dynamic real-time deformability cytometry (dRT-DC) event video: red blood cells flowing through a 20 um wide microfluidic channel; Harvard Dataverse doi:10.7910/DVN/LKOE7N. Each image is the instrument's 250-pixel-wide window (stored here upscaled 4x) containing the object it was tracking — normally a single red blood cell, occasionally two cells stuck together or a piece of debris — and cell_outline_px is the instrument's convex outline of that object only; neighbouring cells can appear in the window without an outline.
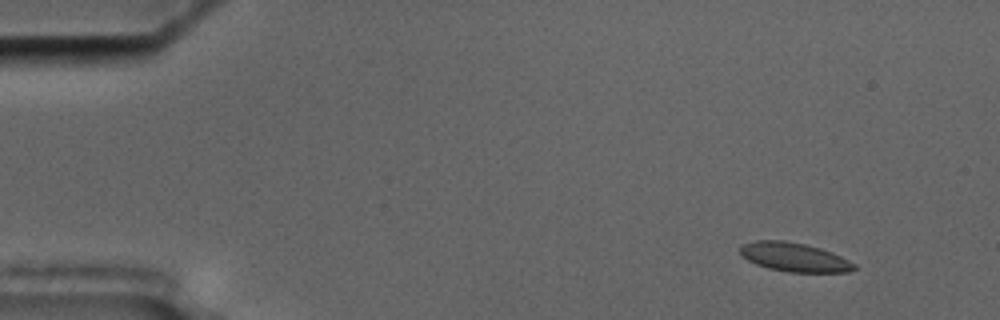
{"species": "common noctule bat (a hibernating species)", "species_latin": "Nyctalus noctula", "temperature_condition": "cold", "stored_images_in_passage": 3, "camera_frame_rate_fps": 3000, "um_per_image_px": 0.085, "animal": {"sex": "male", "body_mass_g": 17.5, "forearm_length_mm": 52.3}, "frame": {"image": 1, "passage_image": 2, "time_ms": 1.0, "image_size_px": [1000, 320], "cell_outline_px": [[856, 268], [848, 272], [788, 272], [768, 268], [756, 264], [748, 260], [740, 252], [740, 248], [744, 244], [756, 240], [784, 240], [804, 244], [820, 248], [832, 252], [856, 264]], "centroid_in_image_um": [67.53, 21.86], "position_along_channel_um": 17.5, "area_um2": 19.07}}